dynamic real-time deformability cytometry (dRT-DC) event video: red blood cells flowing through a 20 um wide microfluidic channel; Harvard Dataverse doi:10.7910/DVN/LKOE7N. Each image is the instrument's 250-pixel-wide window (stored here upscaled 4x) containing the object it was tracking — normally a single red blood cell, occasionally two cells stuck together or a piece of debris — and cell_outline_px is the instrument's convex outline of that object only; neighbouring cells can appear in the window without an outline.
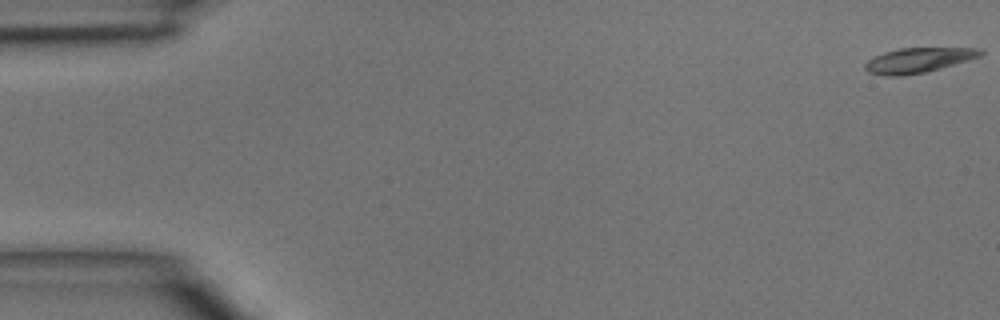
{"species": "common noctule bat (a hibernating species)", "species_latin": "Nyctalus noctula", "temperature_condition": "room temperature", "stored_images_in_passage": 5, "segment_of_instrument_passage": [2, 2], "camera_frame_rate_fps": 3000, "um_per_image_px": 0.085, "animal": {"sex": "male", "body_mass_g": 15.6}, "frame": {"image": 1, "passage_image": 5, "time_ms": 5.333, "image_size_px": [1000, 320], "cell_outline_px": [[984, 52], [980, 56], [968, 60], [928, 72], [904, 76], [884, 76], [868, 72], [864, 68], [864, 64], [868, 60], [884, 52], [900, 48], [980, 48]], "centroid_in_image_um": [78.04, 5.13], "position_along_channel_um": 7.0, "area_um2": 16.82}}